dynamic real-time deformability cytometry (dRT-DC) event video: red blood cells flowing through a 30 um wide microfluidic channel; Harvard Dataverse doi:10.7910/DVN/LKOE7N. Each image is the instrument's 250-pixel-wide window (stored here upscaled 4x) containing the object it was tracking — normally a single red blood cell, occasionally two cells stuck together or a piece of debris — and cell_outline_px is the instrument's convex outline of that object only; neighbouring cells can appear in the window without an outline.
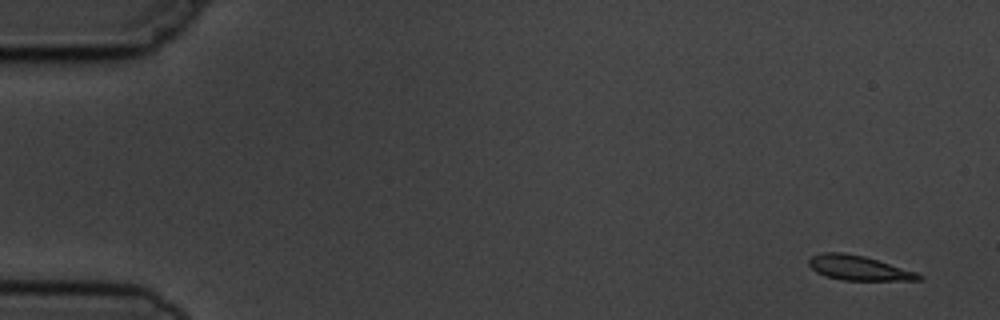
{"species": "common noctule bat (a hibernating species)", "species_latin": "Nyctalus noctula", "temperature_condition": "cold", "stored_images_in_passage": 6, "camera_frame_rate_fps": 3000, "um_per_image_px": 0.085, "animal": {"sex": "male", "body_mass_g": 19.5, "forearm_length_mm": 54.6}, "frame": {"image": 1, "passage_image": 1, "time_ms": 0.0, "image_size_px": [1000, 320], "cell_outline_px": [[924, 280], [840, 280], [824, 276], [816, 272], [808, 264], [808, 260], [812, 256], [824, 252], [844, 252], [864, 256], [916, 272], [924, 276]], "centroid_in_image_um": [72.96, 22.78], "position_along_channel_um": 12.0, "area_um2": 15.78}}
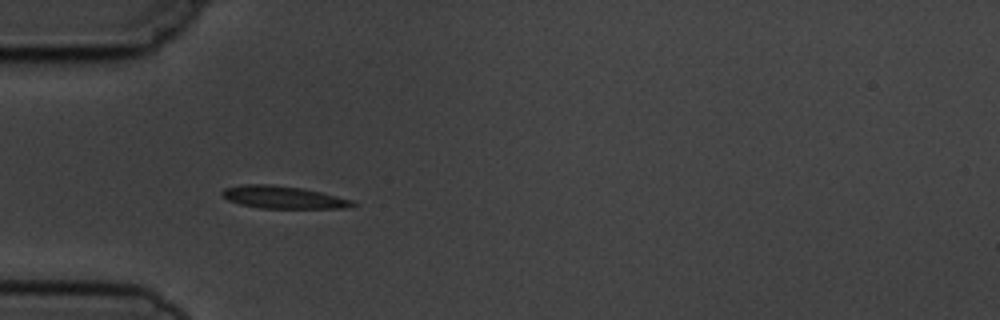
{"frame": {"image": 2, "passage_image": 5, "time_ms": 4.667, "image_size_px": [1000, 320], "cell_outline_px": [[356, 204], [352, 208], [260, 208], [240, 204], [228, 200], [220, 192], [224, 188], [244, 184], [272, 184], [304, 188], [352, 200]], "centroid_in_image_um": [24.07, 16.76], "position_along_channel_um": 60.9, "area_um2": 17.11}}
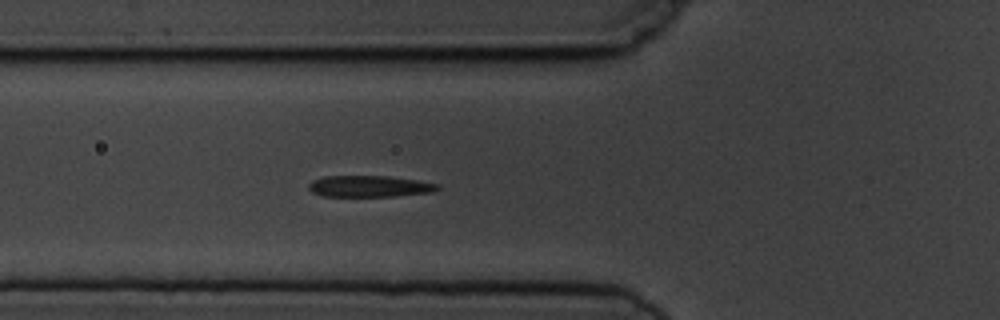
{"frame": {"image": 3, "passage_image": 6, "time_ms": 5.667, "image_size_px": [1000, 320], "cell_outline_px": [[440, 188], [432, 192], [396, 196], [320, 196], [312, 192], [308, 188], [308, 184], [312, 180], [324, 176], [388, 176], [420, 180], [440, 184]], "centroid_in_image_um": [31.41, 15.83], "position_along_channel_um": 94.4, "area_um2": 16.24}}